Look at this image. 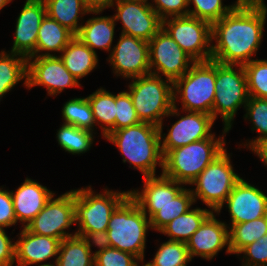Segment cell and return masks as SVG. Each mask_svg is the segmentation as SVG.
<instances>
[{
	"instance_id": "1",
	"label": "cell",
	"mask_w": 267,
	"mask_h": 266,
	"mask_svg": "<svg viewBox=\"0 0 267 266\" xmlns=\"http://www.w3.org/2000/svg\"><path fill=\"white\" fill-rule=\"evenodd\" d=\"M267 7L264 2L237 4L212 24L211 60L221 64L244 65L254 60L262 41ZM251 57V58H250Z\"/></svg>"
},
{
	"instance_id": "2",
	"label": "cell",
	"mask_w": 267,
	"mask_h": 266,
	"mask_svg": "<svg viewBox=\"0 0 267 266\" xmlns=\"http://www.w3.org/2000/svg\"><path fill=\"white\" fill-rule=\"evenodd\" d=\"M105 139L112 142L123 156V162L134 165L144 177L155 176L156 166L163 171V154L158 126L140 122L110 132Z\"/></svg>"
},
{
	"instance_id": "3",
	"label": "cell",
	"mask_w": 267,
	"mask_h": 266,
	"mask_svg": "<svg viewBox=\"0 0 267 266\" xmlns=\"http://www.w3.org/2000/svg\"><path fill=\"white\" fill-rule=\"evenodd\" d=\"M129 94L140 122L149 123L163 130V118L180 115L173 104V82L161 76L147 74L133 78Z\"/></svg>"
},
{
	"instance_id": "4",
	"label": "cell",
	"mask_w": 267,
	"mask_h": 266,
	"mask_svg": "<svg viewBox=\"0 0 267 266\" xmlns=\"http://www.w3.org/2000/svg\"><path fill=\"white\" fill-rule=\"evenodd\" d=\"M223 135L192 142L170 150L163 157L162 174L182 184H189L226 148L224 134L229 129L223 127Z\"/></svg>"
},
{
	"instance_id": "5",
	"label": "cell",
	"mask_w": 267,
	"mask_h": 266,
	"mask_svg": "<svg viewBox=\"0 0 267 266\" xmlns=\"http://www.w3.org/2000/svg\"><path fill=\"white\" fill-rule=\"evenodd\" d=\"M147 217L137 202L128 195L111 214L108 223L111 247L129 252L143 262L146 234L148 228H151Z\"/></svg>"
},
{
	"instance_id": "6",
	"label": "cell",
	"mask_w": 267,
	"mask_h": 266,
	"mask_svg": "<svg viewBox=\"0 0 267 266\" xmlns=\"http://www.w3.org/2000/svg\"><path fill=\"white\" fill-rule=\"evenodd\" d=\"M216 61H196L190 69L173 82V104L180 94L183 112L212 115L215 98ZM175 89V90H174Z\"/></svg>"
},
{
	"instance_id": "7",
	"label": "cell",
	"mask_w": 267,
	"mask_h": 266,
	"mask_svg": "<svg viewBox=\"0 0 267 266\" xmlns=\"http://www.w3.org/2000/svg\"><path fill=\"white\" fill-rule=\"evenodd\" d=\"M129 195V191L115 192L105 189L94 194L91 187L74 190V218L79 229L76 235L87 232L106 231L111 214Z\"/></svg>"
},
{
	"instance_id": "8",
	"label": "cell",
	"mask_w": 267,
	"mask_h": 266,
	"mask_svg": "<svg viewBox=\"0 0 267 266\" xmlns=\"http://www.w3.org/2000/svg\"><path fill=\"white\" fill-rule=\"evenodd\" d=\"M242 178L234 172L230 156L225 149L191 183L194 201L202 200L212 212L220 213L232 189Z\"/></svg>"
},
{
	"instance_id": "9",
	"label": "cell",
	"mask_w": 267,
	"mask_h": 266,
	"mask_svg": "<svg viewBox=\"0 0 267 266\" xmlns=\"http://www.w3.org/2000/svg\"><path fill=\"white\" fill-rule=\"evenodd\" d=\"M234 66L239 67L237 71ZM215 91L212 116L216 119L220 113L224 127L230 130L238 108L245 107L250 97L243 65L216 62Z\"/></svg>"
},
{
	"instance_id": "10",
	"label": "cell",
	"mask_w": 267,
	"mask_h": 266,
	"mask_svg": "<svg viewBox=\"0 0 267 266\" xmlns=\"http://www.w3.org/2000/svg\"><path fill=\"white\" fill-rule=\"evenodd\" d=\"M170 18L162 20V28L179 47L195 62L211 60L212 25L189 15Z\"/></svg>"
},
{
	"instance_id": "11",
	"label": "cell",
	"mask_w": 267,
	"mask_h": 266,
	"mask_svg": "<svg viewBox=\"0 0 267 266\" xmlns=\"http://www.w3.org/2000/svg\"><path fill=\"white\" fill-rule=\"evenodd\" d=\"M148 44L151 74L161 76V72L166 79L174 82L190 69V64L195 62L163 28Z\"/></svg>"
},
{
	"instance_id": "12",
	"label": "cell",
	"mask_w": 267,
	"mask_h": 266,
	"mask_svg": "<svg viewBox=\"0 0 267 266\" xmlns=\"http://www.w3.org/2000/svg\"><path fill=\"white\" fill-rule=\"evenodd\" d=\"M147 1L148 0L109 1L106 8L117 7V14L113 17L116 22L120 20L123 24L121 34L133 36L149 42L162 28V19Z\"/></svg>"
},
{
	"instance_id": "13",
	"label": "cell",
	"mask_w": 267,
	"mask_h": 266,
	"mask_svg": "<svg viewBox=\"0 0 267 266\" xmlns=\"http://www.w3.org/2000/svg\"><path fill=\"white\" fill-rule=\"evenodd\" d=\"M53 197L26 228L37 235L49 236L62 241L76 235V232L70 234L65 231L75 223L74 190L66 192L58 198L54 199Z\"/></svg>"
},
{
	"instance_id": "14",
	"label": "cell",
	"mask_w": 267,
	"mask_h": 266,
	"mask_svg": "<svg viewBox=\"0 0 267 266\" xmlns=\"http://www.w3.org/2000/svg\"><path fill=\"white\" fill-rule=\"evenodd\" d=\"M37 85L46 87L50 96L61 93L66 87H80L79 81L65 68L62 59L55 54L27 58L26 87L29 89Z\"/></svg>"
},
{
	"instance_id": "15",
	"label": "cell",
	"mask_w": 267,
	"mask_h": 266,
	"mask_svg": "<svg viewBox=\"0 0 267 266\" xmlns=\"http://www.w3.org/2000/svg\"><path fill=\"white\" fill-rule=\"evenodd\" d=\"M109 62L114 73L125 78H137L150 74L149 44L147 41L121 34L112 48Z\"/></svg>"
},
{
	"instance_id": "16",
	"label": "cell",
	"mask_w": 267,
	"mask_h": 266,
	"mask_svg": "<svg viewBox=\"0 0 267 266\" xmlns=\"http://www.w3.org/2000/svg\"><path fill=\"white\" fill-rule=\"evenodd\" d=\"M214 121L215 119L210 114L188 112V115L181 117L172 125L166 137V134L163 135L160 130V140H163L161 142L163 157L170 150L212 137L214 134L210 132Z\"/></svg>"
},
{
	"instance_id": "17",
	"label": "cell",
	"mask_w": 267,
	"mask_h": 266,
	"mask_svg": "<svg viewBox=\"0 0 267 266\" xmlns=\"http://www.w3.org/2000/svg\"><path fill=\"white\" fill-rule=\"evenodd\" d=\"M225 203L232 225L267 215V195L243 178L232 189Z\"/></svg>"
},
{
	"instance_id": "18",
	"label": "cell",
	"mask_w": 267,
	"mask_h": 266,
	"mask_svg": "<svg viewBox=\"0 0 267 266\" xmlns=\"http://www.w3.org/2000/svg\"><path fill=\"white\" fill-rule=\"evenodd\" d=\"M215 216L212 212L186 242L191 259L200 256L210 260L225 246L226 253L231 254L228 224L217 220Z\"/></svg>"
},
{
	"instance_id": "19",
	"label": "cell",
	"mask_w": 267,
	"mask_h": 266,
	"mask_svg": "<svg viewBox=\"0 0 267 266\" xmlns=\"http://www.w3.org/2000/svg\"><path fill=\"white\" fill-rule=\"evenodd\" d=\"M45 16L46 7L43 0H26L17 18L14 43L10 52L26 58L35 57L37 35Z\"/></svg>"
},
{
	"instance_id": "20",
	"label": "cell",
	"mask_w": 267,
	"mask_h": 266,
	"mask_svg": "<svg viewBox=\"0 0 267 266\" xmlns=\"http://www.w3.org/2000/svg\"><path fill=\"white\" fill-rule=\"evenodd\" d=\"M54 194L46 186L26 178L15 192L11 191L17 222H22L25 228Z\"/></svg>"
},
{
	"instance_id": "21",
	"label": "cell",
	"mask_w": 267,
	"mask_h": 266,
	"mask_svg": "<svg viewBox=\"0 0 267 266\" xmlns=\"http://www.w3.org/2000/svg\"><path fill=\"white\" fill-rule=\"evenodd\" d=\"M59 245V239L37 235L23 227L15 242V261L18 266L44 262L58 255Z\"/></svg>"
},
{
	"instance_id": "22",
	"label": "cell",
	"mask_w": 267,
	"mask_h": 266,
	"mask_svg": "<svg viewBox=\"0 0 267 266\" xmlns=\"http://www.w3.org/2000/svg\"><path fill=\"white\" fill-rule=\"evenodd\" d=\"M143 190L129 191V195L137 202L139 207H161L169 204L184 188L173 179L163 174L143 177Z\"/></svg>"
},
{
	"instance_id": "23",
	"label": "cell",
	"mask_w": 267,
	"mask_h": 266,
	"mask_svg": "<svg viewBox=\"0 0 267 266\" xmlns=\"http://www.w3.org/2000/svg\"><path fill=\"white\" fill-rule=\"evenodd\" d=\"M46 14L76 35L82 25L79 14H100L106 8H94L87 0H43Z\"/></svg>"
},
{
	"instance_id": "24",
	"label": "cell",
	"mask_w": 267,
	"mask_h": 266,
	"mask_svg": "<svg viewBox=\"0 0 267 266\" xmlns=\"http://www.w3.org/2000/svg\"><path fill=\"white\" fill-rule=\"evenodd\" d=\"M115 23L113 15L112 17H92L80 27L79 32L75 36L95 53V48L112 51L111 45L115 33Z\"/></svg>"
},
{
	"instance_id": "25",
	"label": "cell",
	"mask_w": 267,
	"mask_h": 266,
	"mask_svg": "<svg viewBox=\"0 0 267 266\" xmlns=\"http://www.w3.org/2000/svg\"><path fill=\"white\" fill-rule=\"evenodd\" d=\"M59 57L65 68L77 80L89 74L98 64L97 54L76 36L63 49Z\"/></svg>"
},
{
	"instance_id": "26",
	"label": "cell",
	"mask_w": 267,
	"mask_h": 266,
	"mask_svg": "<svg viewBox=\"0 0 267 266\" xmlns=\"http://www.w3.org/2000/svg\"><path fill=\"white\" fill-rule=\"evenodd\" d=\"M74 37L71 31L46 14L39 27L35 57L53 56L51 51L61 53ZM41 51L47 53L38 54Z\"/></svg>"
},
{
	"instance_id": "27",
	"label": "cell",
	"mask_w": 267,
	"mask_h": 266,
	"mask_svg": "<svg viewBox=\"0 0 267 266\" xmlns=\"http://www.w3.org/2000/svg\"><path fill=\"white\" fill-rule=\"evenodd\" d=\"M194 197L190 189H184L172 199L169 204L161 207H140L147 215L149 213L151 229L160 231L174 218L188 212L194 204ZM148 211V212H147Z\"/></svg>"
},
{
	"instance_id": "28",
	"label": "cell",
	"mask_w": 267,
	"mask_h": 266,
	"mask_svg": "<svg viewBox=\"0 0 267 266\" xmlns=\"http://www.w3.org/2000/svg\"><path fill=\"white\" fill-rule=\"evenodd\" d=\"M211 213L209 209H190L174 218L159 232L171 237L169 240L186 243Z\"/></svg>"
},
{
	"instance_id": "29",
	"label": "cell",
	"mask_w": 267,
	"mask_h": 266,
	"mask_svg": "<svg viewBox=\"0 0 267 266\" xmlns=\"http://www.w3.org/2000/svg\"><path fill=\"white\" fill-rule=\"evenodd\" d=\"M22 79H25L24 85L27 86V58L17 53L1 51L0 99Z\"/></svg>"
},
{
	"instance_id": "30",
	"label": "cell",
	"mask_w": 267,
	"mask_h": 266,
	"mask_svg": "<svg viewBox=\"0 0 267 266\" xmlns=\"http://www.w3.org/2000/svg\"><path fill=\"white\" fill-rule=\"evenodd\" d=\"M87 98L92 108L94 120L100 124L102 129V136L106 137L110 132H114L116 95L100 88L87 96Z\"/></svg>"
},
{
	"instance_id": "31",
	"label": "cell",
	"mask_w": 267,
	"mask_h": 266,
	"mask_svg": "<svg viewBox=\"0 0 267 266\" xmlns=\"http://www.w3.org/2000/svg\"><path fill=\"white\" fill-rule=\"evenodd\" d=\"M78 235L60 241L57 266H94V253Z\"/></svg>"
},
{
	"instance_id": "32",
	"label": "cell",
	"mask_w": 267,
	"mask_h": 266,
	"mask_svg": "<svg viewBox=\"0 0 267 266\" xmlns=\"http://www.w3.org/2000/svg\"><path fill=\"white\" fill-rule=\"evenodd\" d=\"M267 234V215L252 221L229 227V248L231 254H238L247 245Z\"/></svg>"
},
{
	"instance_id": "33",
	"label": "cell",
	"mask_w": 267,
	"mask_h": 266,
	"mask_svg": "<svg viewBox=\"0 0 267 266\" xmlns=\"http://www.w3.org/2000/svg\"><path fill=\"white\" fill-rule=\"evenodd\" d=\"M264 2V0H237L235 4L223 6L222 0H188V6L194 5V9L188 10V15L204 21L211 25L223 16L227 15L237 4H250Z\"/></svg>"
},
{
	"instance_id": "34",
	"label": "cell",
	"mask_w": 267,
	"mask_h": 266,
	"mask_svg": "<svg viewBox=\"0 0 267 266\" xmlns=\"http://www.w3.org/2000/svg\"><path fill=\"white\" fill-rule=\"evenodd\" d=\"M57 132L60 147L73 155L87 152L93 144V132L90 130L63 123Z\"/></svg>"
},
{
	"instance_id": "35",
	"label": "cell",
	"mask_w": 267,
	"mask_h": 266,
	"mask_svg": "<svg viewBox=\"0 0 267 266\" xmlns=\"http://www.w3.org/2000/svg\"><path fill=\"white\" fill-rule=\"evenodd\" d=\"M62 115L65 121L64 124L93 132L96 122L87 97L74 98L67 101L62 108Z\"/></svg>"
},
{
	"instance_id": "36",
	"label": "cell",
	"mask_w": 267,
	"mask_h": 266,
	"mask_svg": "<svg viewBox=\"0 0 267 266\" xmlns=\"http://www.w3.org/2000/svg\"><path fill=\"white\" fill-rule=\"evenodd\" d=\"M191 260L186 243L168 240L160 245L154 259L143 266H187Z\"/></svg>"
},
{
	"instance_id": "37",
	"label": "cell",
	"mask_w": 267,
	"mask_h": 266,
	"mask_svg": "<svg viewBox=\"0 0 267 266\" xmlns=\"http://www.w3.org/2000/svg\"><path fill=\"white\" fill-rule=\"evenodd\" d=\"M245 119L249 120L253 124V131L256 130L260 135L256 139L249 141L248 144H244V146H248L251 150H253L259 143L263 140L267 139V99L249 97L246 106Z\"/></svg>"
},
{
	"instance_id": "38",
	"label": "cell",
	"mask_w": 267,
	"mask_h": 266,
	"mask_svg": "<svg viewBox=\"0 0 267 266\" xmlns=\"http://www.w3.org/2000/svg\"><path fill=\"white\" fill-rule=\"evenodd\" d=\"M250 97L267 99V60H252L243 65Z\"/></svg>"
},
{
	"instance_id": "39",
	"label": "cell",
	"mask_w": 267,
	"mask_h": 266,
	"mask_svg": "<svg viewBox=\"0 0 267 266\" xmlns=\"http://www.w3.org/2000/svg\"><path fill=\"white\" fill-rule=\"evenodd\" d=\"M140 123L129 92L116 95L115 130Z\"/></svg>"
},
{
	"instance_id": "40",
	"label": "cell",
	"mask_w": 267,
	"mask_h": 266,
	"mask_svg": "<svg viewBox=\"0 0 267 266\" xmlns=\"http://www.w3.org/2000/svg\"><path fill=\"white\" fill-rule=\"evenodd\" d=\"M140 261L133 254L109 247L94 256V266H138Z\"/></svg>"
},
{
	"instance_id": "41",
	"label": "cell",
	"mask_w": 267,
	"mask_h": 266,
	"mask_svg": "<svg viewBox=\"0 0 267 266\" xmlns=\"http://www.w3.org/2000/svg\"><path fill=\"white\" fill-rule=\"evenodd\" d=\"M244 254L242 266H267V234L244 247L239 254Z\"/></svg>"
},
{
	"instance_id": "42",
	"label": "cell",
	"mask_w": 267,
	"mask_h": 266,
	"mask_svg": "<svg viewBox=\"0 0 267 266\" xmlns=\"http://www.w3.org/2000/svg\"><path fill=\"white\" fill-rule=\"evenodd\" d=\"M153 10L163 20L169 17L188 16V0H153Z\"/></svg>"
},
{
	"instance_id": "43",
	"label": "cell",
	"mask_w": 267,
	"mask_h": 266,
	"mask_svg": "<svg viewBox=\"0 0 267 266\" xmlns=\"http://www.w3.org/2000/svg\"><path fill=\"white\" fill-rule=\"evenodd\" d=\"M16 223L11 191L0 188V228L9 227Z\"/></svg>"
},
{
	"instance_id": "44",
	"label": "cell",
	"mask_w": 267,
	"mask_h": 266,
	"mask_svg": "<svg viewBox=\"0 0 267 266\" xmlns=\"http://www.w3.org/2000/svg\"><path fill=\"white\" fill-rule=\"evenodd\" d=\"M15 261V242L0 228V266H13Z\"/></svg>"
},
{
	"instance_id": "45",
	"label": "cell",
	"mask_w": 267,
	"mask_h": 266,
	"mask_svg": "<svg viewBox=\"0 0 267 266\" xmlns=\"http://www.w3.org/2000/svg\"><path fill=\"white\" fill-rule=\"evenodd\" d=\"M81 238L85 241L88 248L91 250L92 244L100 248L94 255L98 252H101L109 247H111V243L108 237V232L106 231H96V232H87L84 233ZM92 242V244H91Z\"/></svg>"
},
{
	"instance_id": "46",
	"label": "cell",
	"mask_w": 267,
	"mask_h": 266,
	"mask_svg": "<svg viewBox=\"0 0 267 266\" xmlns=\"http://www.w3.org/2000/svg\"><path fill=\"white\" fill-rule=\"evenodd\" d=\"M252 151L262 160L267 166V139L259 143Z\"/></svg>"
},
{
	"instance_id": "47",
	"label": "cell",
	"mask_w": 267,
	"mask_h": 266,
	"mask_svg": "<svg viewBox=\"0 0 267 266\" xmlns=\"http://www.w3.org/2000/svg\"><path fill=\"white\" fill-rule=\"evenodd\" d=\"M94 8H106L110 0H87Z\"/></svg>"
},
{
	"instance_id": "48",
	"label": "cell",
	"mask_w": 267,
	"mask_h": 266,
	"mask_svg": "<svg viewBox=\"0 0 267 266\" xmlns=\"http://www.w3.org/2000/svg\"><path fill=\"white\" fill-rule=\"evenodd\" d=\"M12 0H0V10Z\"/></svg>"
},
{
	"instance_id": "49",
	"label": "cell",
	"mask_w": 267,
	"mask_h": 266,
	"mask_svg": "<svg viewBox=\"0 0 267 266\" xmlns=\"http://www.w3.org/2000/svg\"><path fill=\"white\" fill-rule=\"evenodd\" d=\"M38 266H57V264L55 263L53 265V264H50V263H45V264H41V265H38Z\"/></svg>"
}]
</instances>
